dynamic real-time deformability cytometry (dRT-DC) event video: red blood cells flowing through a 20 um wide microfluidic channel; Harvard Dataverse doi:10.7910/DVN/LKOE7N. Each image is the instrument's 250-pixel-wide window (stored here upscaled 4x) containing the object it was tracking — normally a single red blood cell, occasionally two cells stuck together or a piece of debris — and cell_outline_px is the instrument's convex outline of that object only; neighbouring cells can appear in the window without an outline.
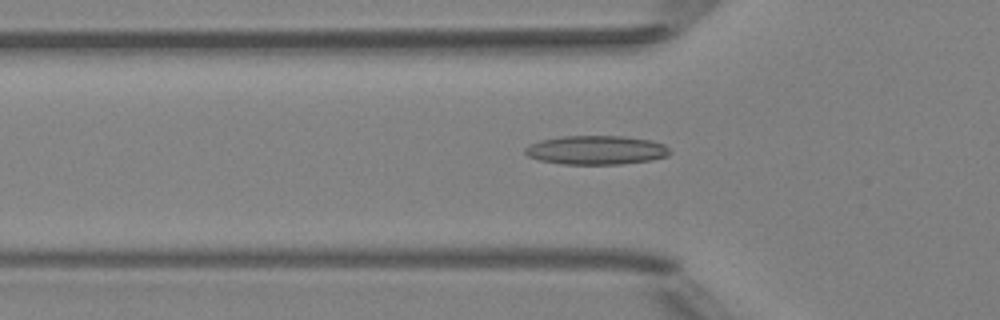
{"species": "Egyptian fruit bat (a non-hibernating species)", "species_latin": "Rousettus aegyptiacus", "temperature_condition": "room temperature", "stored_images_in_passage": 7, "camera_frame_rate_fps": 3000, "um_per_image_px": 0.085, "animal": {"sex": "female"}, "frame": {"image": 1, "passage_image": 5, "time_ms": 5.667, "image_size_px": [1000, 320], "cell_outline_px": [[672, 152], [668, 156], [652, 160], [620, 164], [560, 164], [540, 160], [528, 156], [524, 152], [524, 148], [540, 140], [560, 136], [624, 136], [652, 140], [664, 144]], "centroid_in_image_um": [50.7, 12.75], "position_along_channel_um": 75.1, "area_um2": 24.57}}
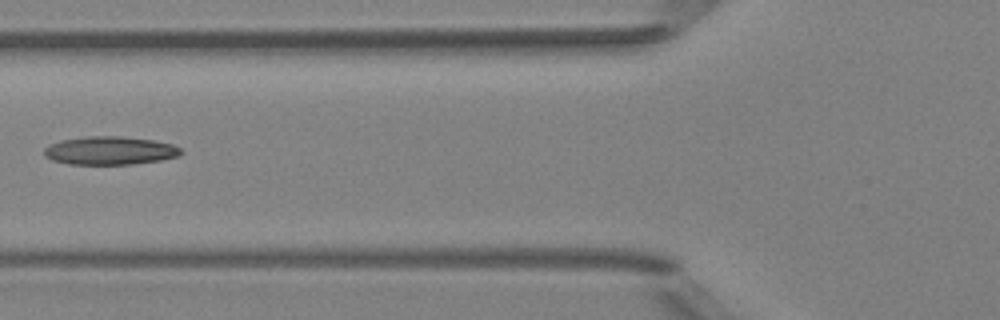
{"frame": {"image": 2, "passage_image": 6, "time_ms": 6.667, "image_size_px": [1000, 320], "cell_outline_px": [[184, 152], [180, 156], [160, 160], [132, 164], [68, 164], [52, 160], [44, 156], [44, 148], [48, 144], [60, 140], [88, 136], [120, 136], [152, 140], [172, 144], [180, 148]], "centroid_in_image_um": [9.32, 12.8], "position_along_channel_um": 116.5, "area_um2": 22.66}}
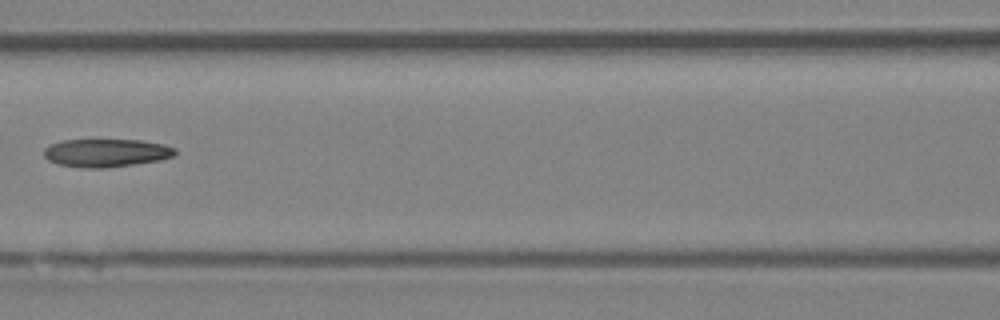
{"frame": {"image": 3, "passage_image": 7, "time_ms": 7.667, "image_size_px": [1000, 320], "cell_outline_px": [[176, 156], [160, 160], [104, 168], [84, 168], [56, 164], [48, 160], [44, 156], [44, 148], [52, 144], [64, 140], [140, 140], [164, 144], [176, 148]], "centroid_in_image_um": [9.04, 12.99], "position_along_channel_um": 157.6, "area_um2": 21.5}}